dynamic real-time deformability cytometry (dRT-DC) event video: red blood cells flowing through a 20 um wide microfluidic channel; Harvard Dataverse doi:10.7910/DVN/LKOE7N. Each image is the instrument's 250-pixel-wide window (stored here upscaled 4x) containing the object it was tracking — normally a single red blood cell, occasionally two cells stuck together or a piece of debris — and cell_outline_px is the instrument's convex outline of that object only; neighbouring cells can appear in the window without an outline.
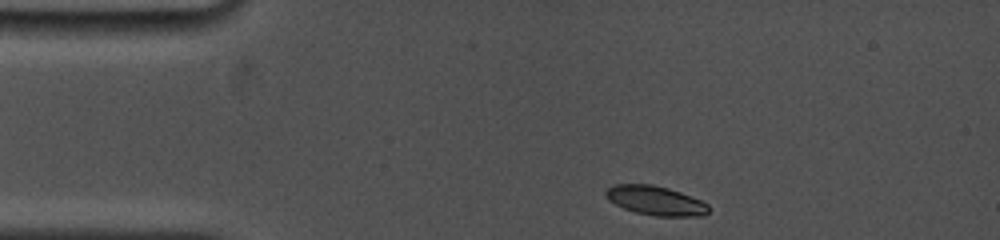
{"species": "common noctule bat (a hibernating species)", "species_latin": "Nyctalus noctula", "temperature_condition": "cold", "stored_images_in_passage": 41, "camera_frame_rate_fps": 5000, "um_per_image_px": 0.085, "animal": {"sex": "female", "body_mass_g": 19.0, "forearm_length_mm": 53.3}, "frame": {"image": 1, "passage_image": 1, "time_ms": 0.0, "image_size_px": [1000, 240], "cell_outline_px": [[708, 212], [704, 216], [656, 216], [636, 212], [624, 208], [608, 200], [604, 192], [612, 184], [652, 184], [668, 188], [680, 192], [700, 200], [708, 204]], "centroid_in_image_um": [55.71, 17.04], "position_along_channel_um": 29.3, "area_um2": 17.46}}
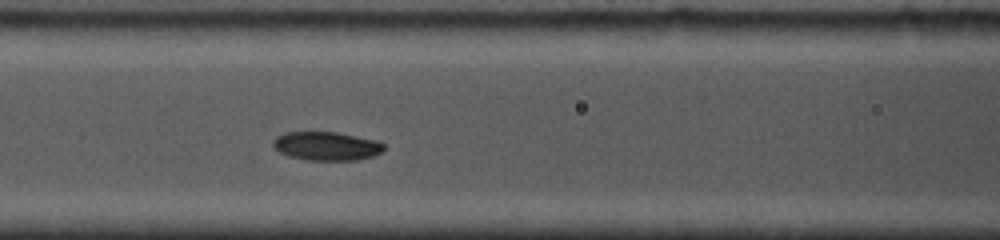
{"frame": {"image": 2, "passage_image": 23, "time_ms": 4.2, "image_size_px": [1000, 240], "cell_outline_px": [[384, 148], [380, 152], [372, 156], [356, 160], [308, 160], [288, 156], [280, 152], [272, 144], [272, 140], [276, 136], [284, 132], [336, 132], [380, 140], [384, 144]], "centroid_in_image_um": [27.75, 12.4], "position_along_channel_um": 138.8, "area_um2": 18.61}}
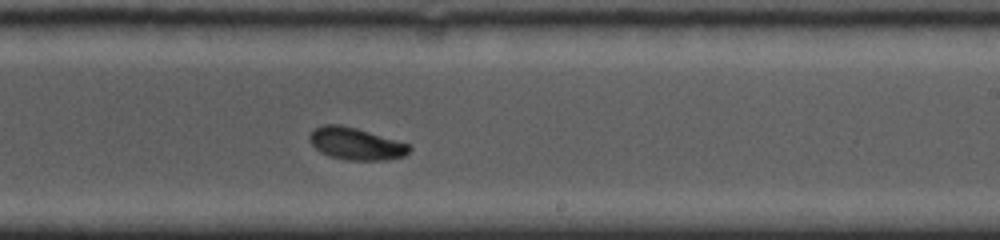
{"frame": {"image": 3, "passage_image": 41, "time_ms": 7.4, "image_size_px": [1000, 240], "cell_outline_px": [[412, 148], [404, 156], [388, 160], [344, 160], [328, 156], [320, 152], [308, 140], [308, 136], [316, 128], [324, 124], [340, 124], [356, 128], [408, 144]], "centroid_in_image_um": [30.22, 12.23], "position_along_channel_um": 258.8, "area_um2": 18.61}}